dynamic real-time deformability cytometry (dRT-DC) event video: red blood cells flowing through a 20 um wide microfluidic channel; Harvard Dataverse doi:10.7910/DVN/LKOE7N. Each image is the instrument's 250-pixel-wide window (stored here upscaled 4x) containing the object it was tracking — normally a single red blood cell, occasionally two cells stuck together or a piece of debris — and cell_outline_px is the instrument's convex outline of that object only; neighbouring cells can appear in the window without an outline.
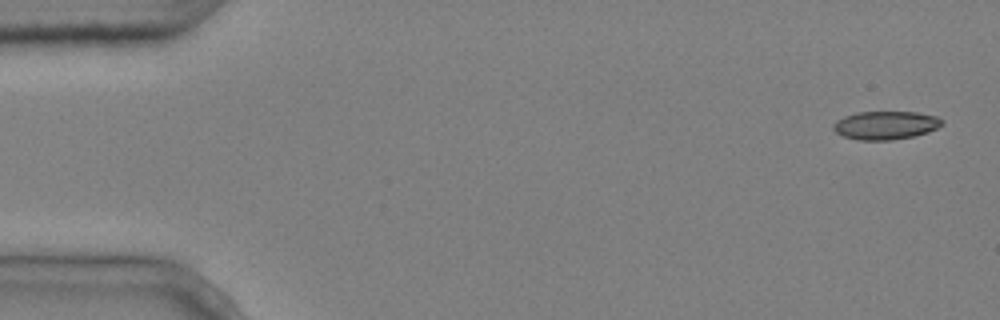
{"species": "common noctule bat (a hibernating species)", "species_latin": "Nyctalus noctula", "temperature_condition": "cold", "stored_images_in_passage": 7, "camera_frame_rate_fps": 3000, "um_per_image_px": 0.085, "animal": {"sex": "male", "body_mass_g": 20.4}, "frame": {"image": 1, "passage_image": 1, "time_ms": 0.0, "image_size_px": [1000, 320], "cell_outline_px": [[944, 124], [928, 132], [912, 136], [892, 140], [856, 140], [844, 136], [836, 132], [832, 128], [832, 124], [836, 120], [844, 116], [856, 112], [916, 112], [936, 116], [944, 120]], "centroid_in_image_um": [75.26, 10.64], "position_along_channel_um": 9.7, "area_um2": 18.03}}
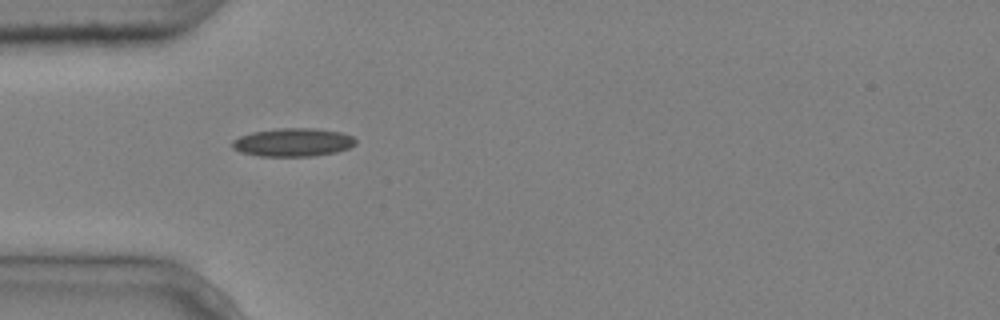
{"frame": {"image": 2, "passage_image": 5, "time_ms": 1.333, "image_size_px": [1000, 320], "cell_outline_px": [[356, 144], [348, 148], [336, 152], [312, 156], [260, 156], [240, 152], [232, 148], [232, 140], [240, 136], [252, 132], [280, 128], [316, 128], [340, 132], [352, 136], [356, 140]], "centroid_in_image_um": [24.9, 12.09], "position_along_channel_um": 60.1, "area_um2": 20.35}}